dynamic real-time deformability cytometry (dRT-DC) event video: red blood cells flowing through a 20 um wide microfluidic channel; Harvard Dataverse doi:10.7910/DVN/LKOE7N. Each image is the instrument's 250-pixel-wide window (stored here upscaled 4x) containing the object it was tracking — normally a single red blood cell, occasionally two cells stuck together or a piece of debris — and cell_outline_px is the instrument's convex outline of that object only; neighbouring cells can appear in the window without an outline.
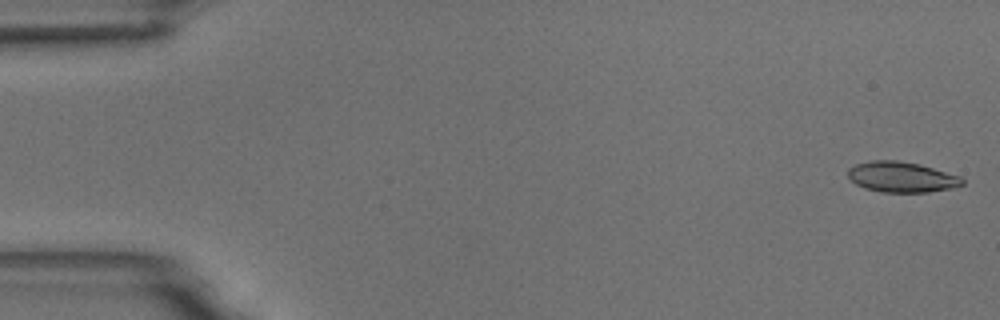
{"species": "common noctule bat (a hibernating species)", "species_latin": "Nyctalus noctula", "temperature_condition": "room temperature", "stored_images_in_passage": 5, "camera_frame_rate_fps": 3000, "um_per_image_px": 0.085, "animal": {"sex": "male", "body_mass_g": 18.8}, "frame": {"image": 1, "passage_image": 1, "time_ms": 0.0, "image_size_px": [1000, 320], "cell_outline_px": [[964, 184], [952, 188], [928, 192], [880, 192], [864, 188], [856, 184], [848, 176], [848, 168], [856, 164], [872, 160], [896, 160], [920, 164], [960, 176], [964, 180]], "centroid_in_image_um": [76.63, 15.04], "position_along_channel_um": 8.4, "area_um2": 20.35}}
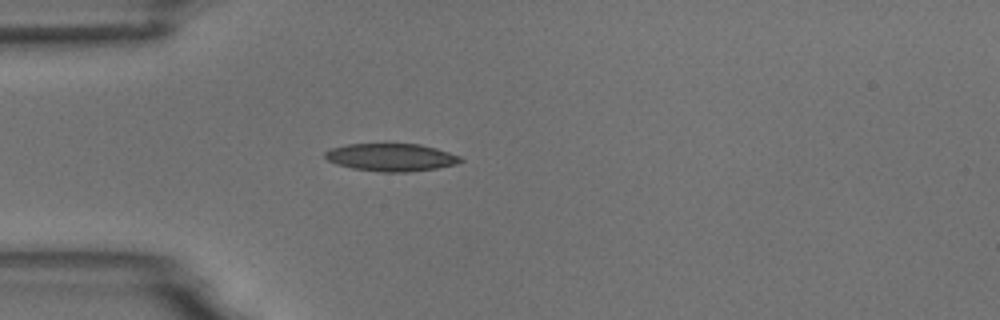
{"frame": {"image": 2, "passage_image": 5, "time_ms": 4.667, "image_size_px": [1000, 320], "cell_outline_px": [[464, 160], [456, 164], [436, 168], [408, 172], [380, 172], [352, 168], [336, 164], [328, 160], [324, 156], [324, 152], [332, 148], [348, 144], [420, 144], [436, 148], [460, 156]], "centroid_in_image_um": [33.24, 13.37], "position_along_channel_um": 51.8, "area_um2": 21.79}}